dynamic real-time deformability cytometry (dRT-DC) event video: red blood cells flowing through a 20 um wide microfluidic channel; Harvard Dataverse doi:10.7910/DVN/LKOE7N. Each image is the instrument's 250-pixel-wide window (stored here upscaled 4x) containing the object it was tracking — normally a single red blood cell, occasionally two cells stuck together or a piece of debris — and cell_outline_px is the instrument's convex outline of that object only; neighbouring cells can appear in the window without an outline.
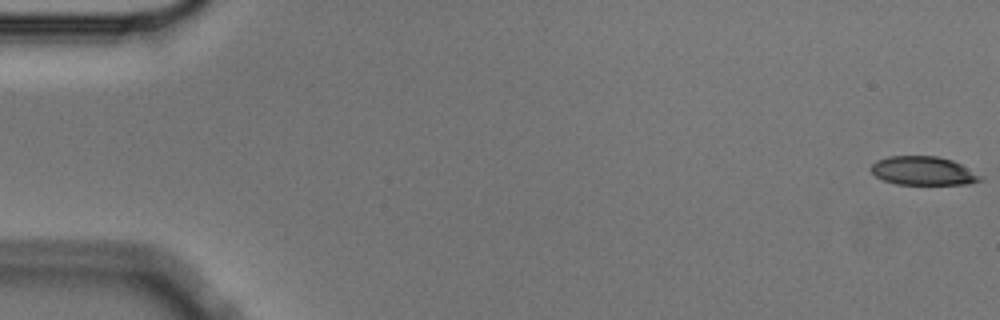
{"species": "Egyptian fruit bat (a non-hibernating species)", "species_latin": "Rousettus aegyptiacus", "temperature_condition": "cold", "stored_images_in_passage": 56, "camera_frame_rate_fps": 3000, "um_per_image_px": 0.085, "animal": {"sex": "male"}, "frame": {"image": 1, "passage_image": 1, "time_ms": 0.0, "image_size_px": [1000, 320], "cell_outline_px": [[984, 180], [968, 184], [896, 184], [884, 180], [876, 176], [872, 172], [872, 164], [876, 160], [888, 156], [936, 156], [952, 160], [984, 176]], "centroid_in_image_um": [78.51, 14.52], "position_along_channel_um": 6.5, "area_um2": 18.26}}
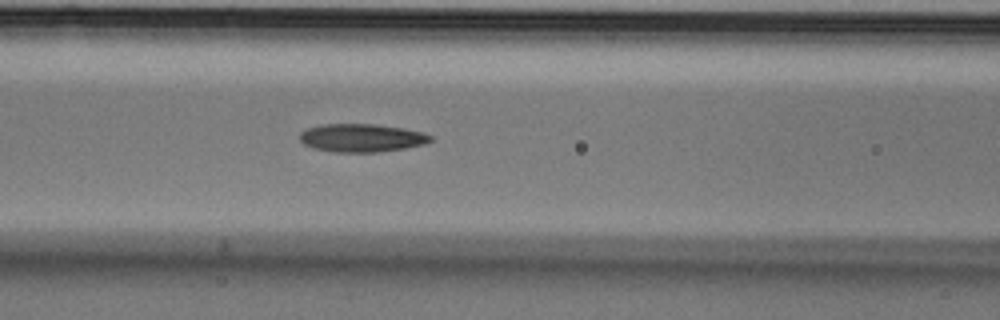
{"frame": {"image": 2, "passage_image": 24, "time_ms": 7.667, "image_size_px": [1000, 320], "cell_outline_px": [[432, 140], [424, 144], [404, 148], [376, 152], [336, 152], [312, 148], [304, 144], [300, 140], [300, 132], [308, 128], [320, 124], [376, 124], [404, 128], [424, 132], [432, 136]], "centroid_in_image_um": [30.74, 11.71], "position_along_channel_um": 135.9, "area_um2": 21.5}}
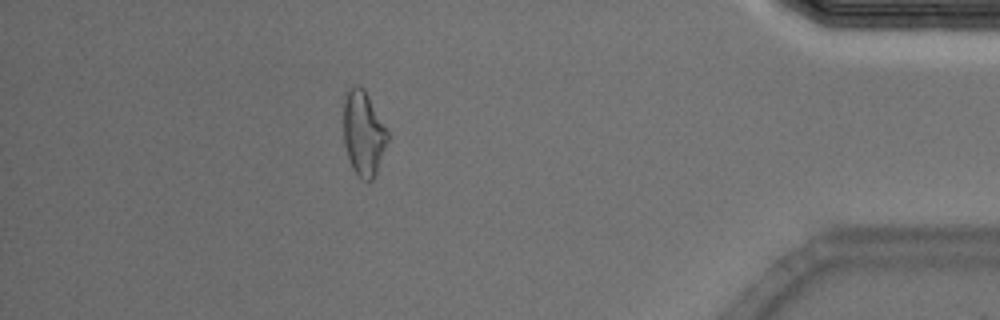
{"frame": {"image": 3, "passage_image": 50, "time_ms": 16.333, "image_size_px": [1000, 320], "cell_outline_px": [[388, 140], [376, 172], [372, 180], [360, 180], [352, 168], [344, 144], [344, 100], [348, 88], [352, 84], [360, 84], [364, 88], [388, 132]], "centroid_in_image_um": [30.87, 11.3], "position_along_channel_um": 404.3, "area_um2": 21.68}, "authors_computed_cell_mechanics": {"area_um2": 20.9814, "velocity_mm_per_s": 3.5905, "shape_relaxation_time_tau1_ms": 4.9725, "shape_relaxation_time_tau2_ms": 2.7745, "deformation_change_tau1": 0.1622, "deformation_change_tau2": 0.1174}}